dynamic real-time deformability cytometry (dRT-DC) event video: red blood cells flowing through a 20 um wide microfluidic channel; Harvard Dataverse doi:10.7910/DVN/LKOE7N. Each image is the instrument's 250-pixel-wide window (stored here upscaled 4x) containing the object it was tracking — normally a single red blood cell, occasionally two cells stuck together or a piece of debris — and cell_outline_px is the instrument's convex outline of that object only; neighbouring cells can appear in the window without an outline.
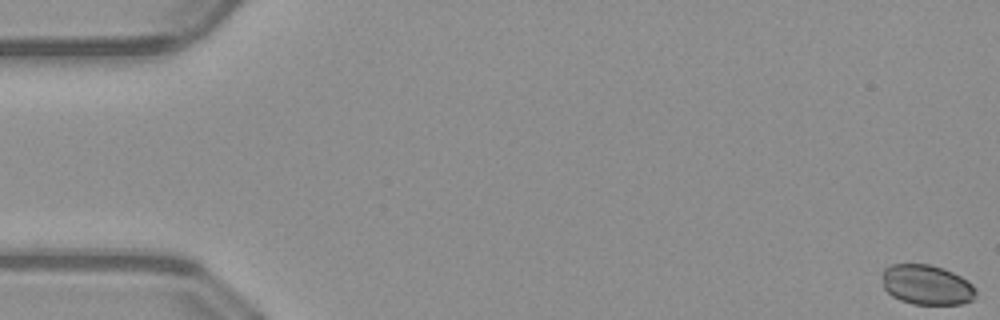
{"species": "common noctule bat (a hibernating species)", "species_latin": "Nyctalus noctula", "temperature_condition": "warm", "stored_images_in_passage": 52, "camera_frame_rate_fps": 3000, "um_per_image_px": 0.085, "animal": {"sex": "male", "body_mass_g": 23.1, "forearm_length_mm": 52.7}, "frame": {"image": 1, "passage_image": 1, "time_ms": 0.0, "image_size_px": [1000, 320], "cell_outline_px": [[976, 296], [972, 300], [964, 304], [912, 304], [900, 300], [892, 296], [884, 288], [880, 276], [880, 272], [884, 268], [892, 264], [928, 264], [944, 268], [968, 280], [976, 288]], "centroid_in_image_um": [78.75, 24.2], "position_along_channel_um": 6.2, "area_um2": 22.2}}
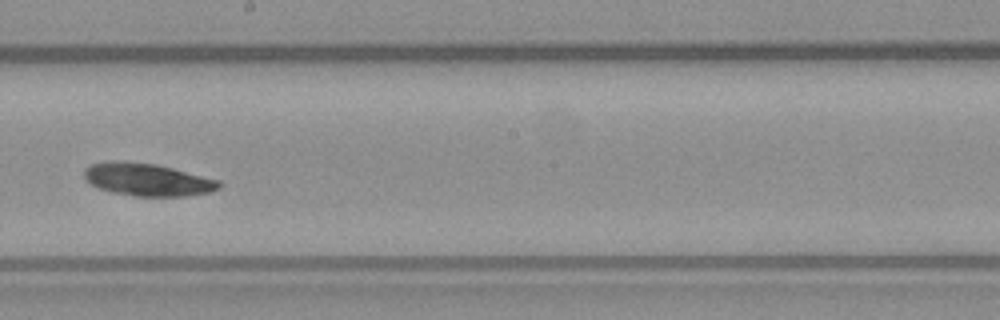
{"frame": {"image": 2, "passage_image": 30, "time_ms": 9.667, "image_size_px": [1000, 320], "cell_outline_px": [[220, 188], [208, 192], [184, 196], [136, 196], [112, 192], [100, 188], [84, 180], [84, 168], [88, 164], [108, 160], [124, 160], [156, 164], [220, 180]], "centroid_in_image_um": [12.47, 15.24], "position_along_channel_um": 235.7, "area_um2": 25.78}}
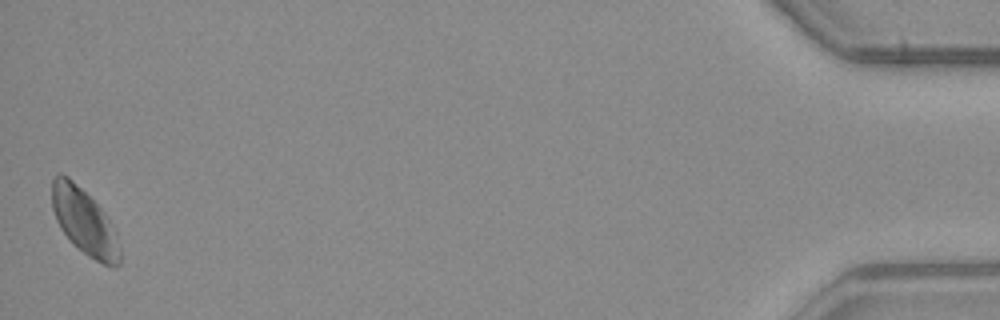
{"frame": {"image": 3, "passage_image": 52, "time_ms": 17.0, "image_size_px": [1000, 320], "cell_outline_px": [[120, 264], [116, 268], [112, 268], [88, 256], [72, 244], [60, 228], [56, 220], [52, 208], [52, 180], [60, 172], [68, 176], [100, 208], [116, 232], [120, 248]], "centroid_in_image_um": [7.16, 18.89], "position_along_channel_um": 428.0, "area_um2": 25.89}, "authors_computed_cell_mechanics": {"area_um2": 24.2182, "velocity_mm_per_s": 4.0043, "shape_relaxation_time_tau1_ms": 3.0519, "shape_relaxation_time_tau2_ms": 2.9223, "deformation_change_tau1": null, "deformation_change_tau2": 0.0431}}